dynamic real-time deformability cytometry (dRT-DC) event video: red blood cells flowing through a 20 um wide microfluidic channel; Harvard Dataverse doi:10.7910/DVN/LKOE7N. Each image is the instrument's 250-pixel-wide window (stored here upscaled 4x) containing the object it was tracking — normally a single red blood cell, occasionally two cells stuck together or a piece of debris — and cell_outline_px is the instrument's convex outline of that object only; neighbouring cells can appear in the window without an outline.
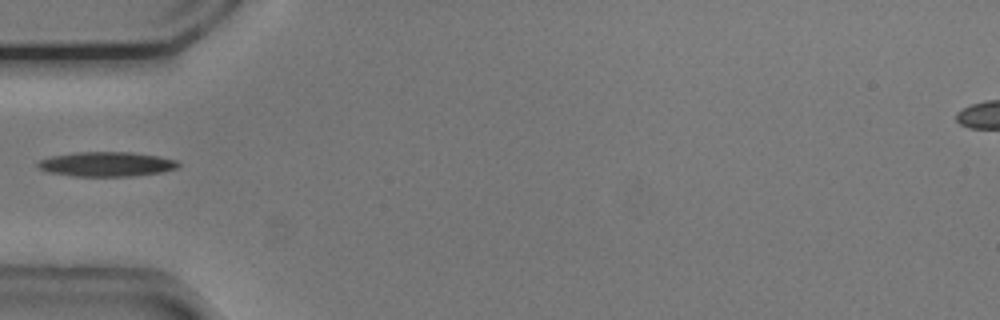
{"species": "common noctule bat (a hibernating species)", "species_latin": "Nyctalus noctula", "temperature_condition": "cold", "stored_images_in_passage": 25, "camera_frame_rate_fps": 3000, "um_per_image_px": 0.085, "animal": {"sex": "male", "body_mass_g": 20.5, "forearm_length_mm": 52.5}, "frame": {"image": 1, "passage_image": 1, "time_ms": 0.0, "image_size_px": [1000, 320], "cell_outline_px": [[180, 168], [160, 172], [132, 176], [76, 176], [48, 172], [40, 168], [36, 164], [40, 160], [52, 156], [72, 152], [132, 152], [160, 156], [176, 160], [180, 164]], "centroid_in_image_um": [9.09, 13.94], "position_along_channel_um": 75.9, "area_um2": 20.17}}